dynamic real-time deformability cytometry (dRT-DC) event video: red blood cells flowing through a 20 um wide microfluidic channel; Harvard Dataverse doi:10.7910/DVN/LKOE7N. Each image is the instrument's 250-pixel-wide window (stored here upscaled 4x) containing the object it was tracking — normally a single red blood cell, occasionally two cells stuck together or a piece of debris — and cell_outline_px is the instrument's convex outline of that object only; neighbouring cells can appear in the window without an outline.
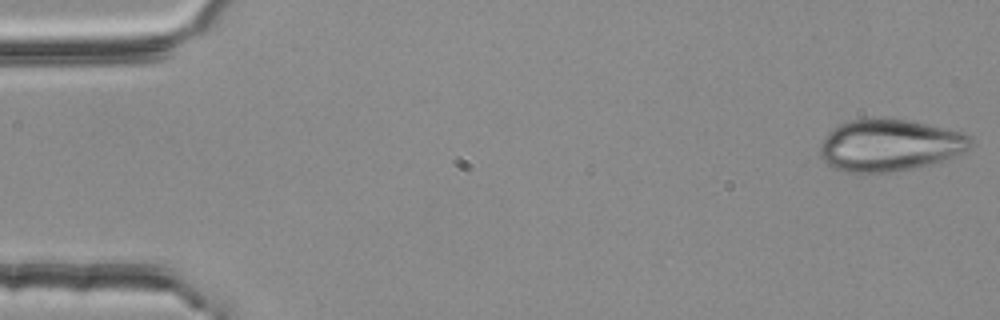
{"species": "common noctule bat (a hibernating species)", "species_latin": "Nyctalus noctula", "temperature_condition": "room temperature", "stored_images_in_passage": 53, "camera_frame_rate_fps": 3000, "um_per_image_px": 0.085, "animal": {"sex": "female", "body_mass_g": 25.1}, "frame": {"image": 1, "passage_image": 1, "time_ms": 0.0, "image_size_px": [1000, 320], "cell_outline_px": [[972, 144], [964, 152], [928, 164], [888, 172], [844, 172], [832, 168], [820, 156], [820, 144], [824, 136], [832, 128], [840, 124], [852, 120], [912, 120], [964, 132], [972, 136]], "centroid_in_image_um": [75.61, 12.34], "position_along_channel_um": 9.4, "area_um2": 45.03}}
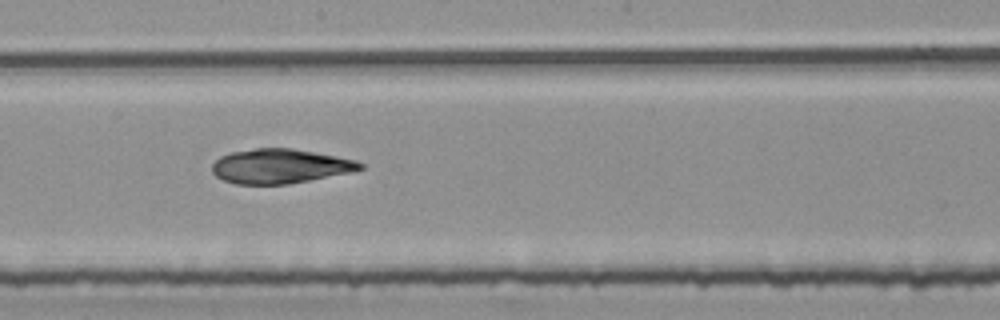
{"frame": {"image": 2, "passage_image": 29, "time_ms": 9.333, "image_size_px": [1000, 320], "cell_outline_px": [[364, 168], [348, 172], [288, 184], [236, 184], [224, 180], [216, 176], [212, 172], [212, 164], [220, 156], [232, 152], [256, 148], [292, 148], [336, 156], [356, 160], [364, 164]], "centroid_in_image_um": [23.77, 14.12], "position_along_channel_um": 224.4, "area_um2": 29.42}}
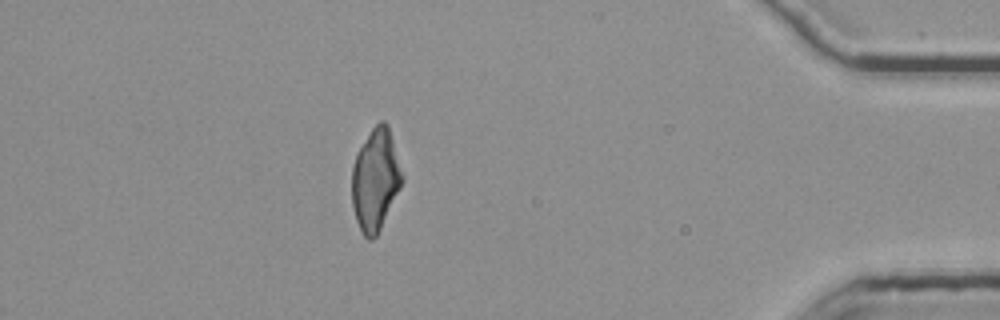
{"frame": {"image": 3, "passage_image": 47, "time_ms": 15.333, "image_size_px": [1000, 320], "cell_outline_px": [[404, 180], [376, 236], [372, 240], [368, 240], [364, 236], [356, 220], [352, 204], [352, 168], [356, 152], [372, 128], [380, 120], [384, 120], [388, 124], [404, 176]], "centroid_in_image_um": [31.91, 15.24], "position_along_channel_um": 403.3, "area_um2": 29.77}}